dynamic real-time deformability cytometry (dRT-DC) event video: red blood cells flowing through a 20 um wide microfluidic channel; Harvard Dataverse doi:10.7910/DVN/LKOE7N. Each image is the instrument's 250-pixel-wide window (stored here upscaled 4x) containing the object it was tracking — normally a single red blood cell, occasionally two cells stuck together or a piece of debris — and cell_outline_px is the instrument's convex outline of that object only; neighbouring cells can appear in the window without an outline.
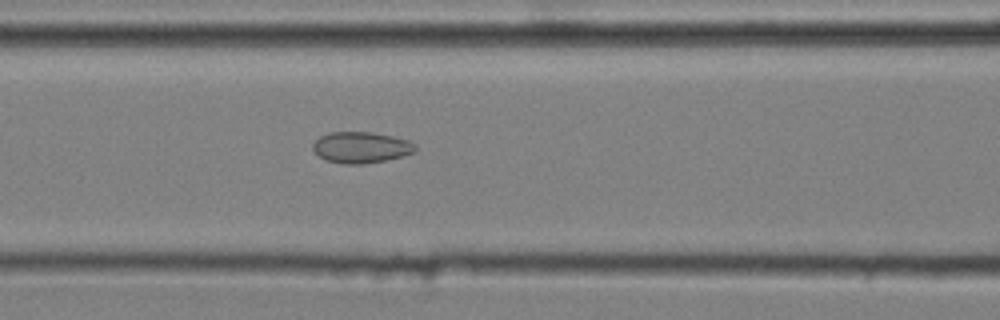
{"species": "common noctule bat (a hibernating species)", "species_latin": "Nyctalus noctula", "temperature_condition": "cold", "stored_images_in_passage": 41, "camera_frame_rate_fps": 3000, "um_per_image_px": 0.085, "animal": {"sex": "male", "body_mass_g": 20.4}, "frame": {"image": 1, "passage_image": 14, "time_ms": 4.333, "image_size_px": [1000, 320], "cell_outline_px": [[416, 148], [412, 152], [388, 160], [364, 164], [344, 164], [328, 160], [320, 156], [312, 148], [312, 144], [320, 136], [328, 132], [372, 132], [392, 136], [408, 140], [416, 144]], "centroid_in_image_um": [30.68, 12.52], "position_along_channel_um": 135.9, "area_um2": 18.5}}
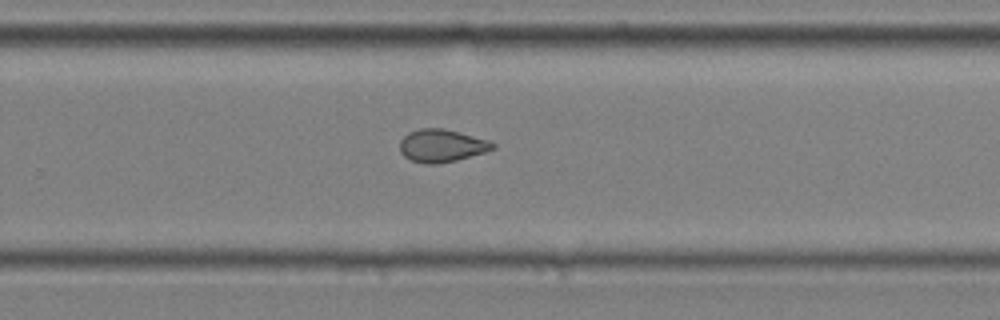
{"frame": {"image": 2, "passage_image": 27, "time_ms": 8.667, "image_size_px": [1000, 320], "cell_outline_px": [[496, 148], [484, 152], [456, 160], [436, 164], [424, 164], [412, 160], [404, 156], [400, 152], [400, 140], [408, 132], [420, 128], [444, 128], [492, 140], [496, 144]], "centroid_in_image_um": [37.57, 12.37], "position_along_channel_um": 292.2, "area_um2": 17.92}}
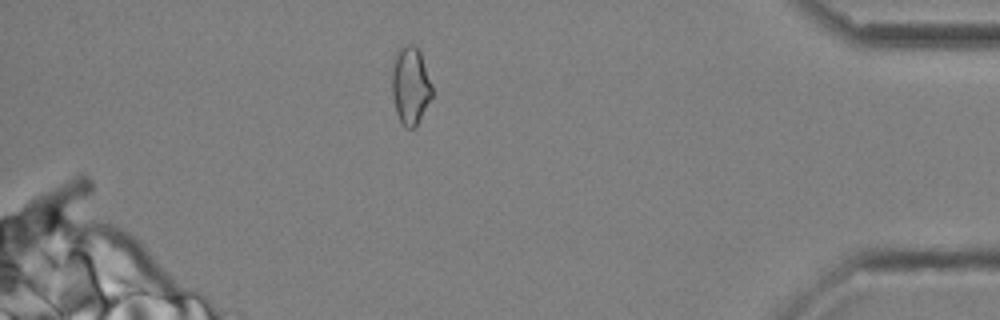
{"frame": {"image": 3, "passage_image": 39, "time_ms": 12.667, "image_size_px": [1000, 320], "cell_outline_px": [[432, 96], [416, 128], [408, 128], [400, 120], [396, 112], [392, 96], [392, 68], [396, 52], [400, 48], [408, 44], [412, 44], [420, 52], [432, 84]], "centroid_in_image_um": [34.89, 7.29], "position_along_channel_um": 400.3, "area_um2": 18.09}, "authors_computed_cell_mechanics": {"area_um2": 17.918, "velocity_mm_per_s": 3.6146, "shape_relaxation_time_tau1_ms": null, "shape_relaxation_time_tau2_ms": 1.8051, "deformation_change_tau1": null, "deformation_change_tau2": 0.0763}}